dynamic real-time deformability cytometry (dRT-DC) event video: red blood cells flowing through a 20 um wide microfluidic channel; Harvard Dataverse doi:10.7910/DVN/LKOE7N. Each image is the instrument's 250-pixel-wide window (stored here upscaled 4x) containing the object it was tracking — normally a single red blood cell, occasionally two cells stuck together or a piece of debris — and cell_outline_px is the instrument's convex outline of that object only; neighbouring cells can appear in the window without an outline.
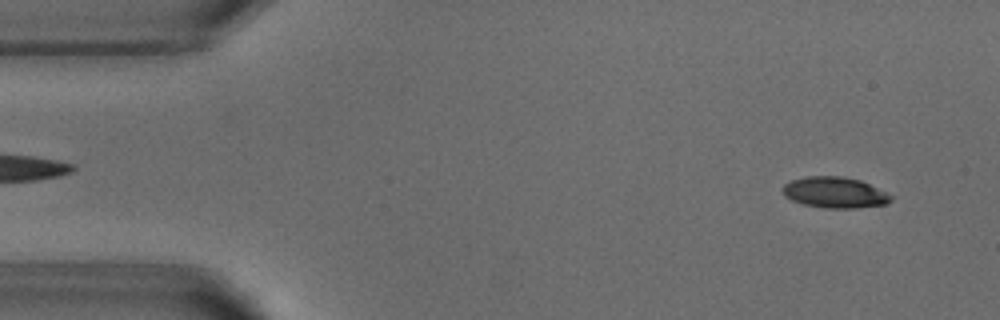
{"species": "common noctule bat (a hibernating species)", "species_latin": "Nyctalus noctula", "temperature_condition": "warm", "stored_images_in_passage": 51, "camera_frame_rate_fps": 3000, "um_per_image_px": 0.085, "animal": {"sex": "male", "body_mass_g": 18.8}, "frame": {"image": 1, "passage_image": 3, "time_ms": 0.667, "image_size_px": [1000, 320], "cell_outline_px": [[892, 200], [888, 204], [856, 208], [824, 208], [804, 204], [792, 200], [784, 196], [780, 188], [784, 184], [792, 180], [804, 176], [844, 176], [860, 180], [892, 196]], "centroid_in_image_um": [70.91, 16.36], "position_along_channel_um": 14.1, "area_um2": 19.59}}
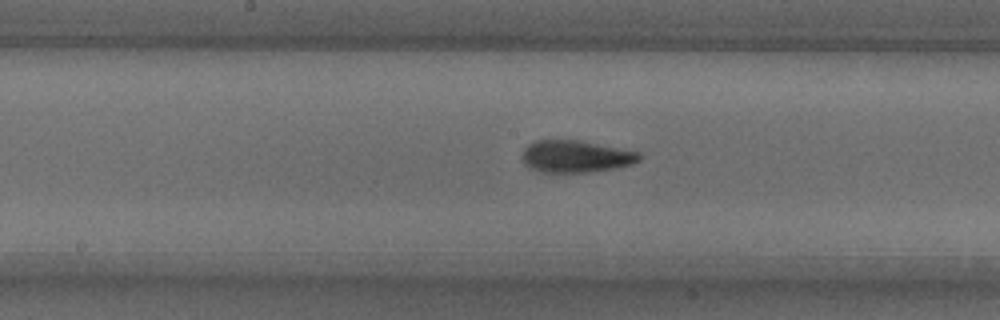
{"frame": {"image": 2, "passage_image": 25, "time_ms": 8.0, "image_size_px": [1000, 320], "cell_outline_px": [[640, 160], [632, 164], [616, 168], [584, 172], [544, 172], [528, 168], [524, 164], [524, 148], [528, 144], [536, 140], [576, 140], [640, 152]], "centroid_in_image_um": [48.93, 13.3], "position_along_channel_um": 199.3, "area_um2": 21.62}}
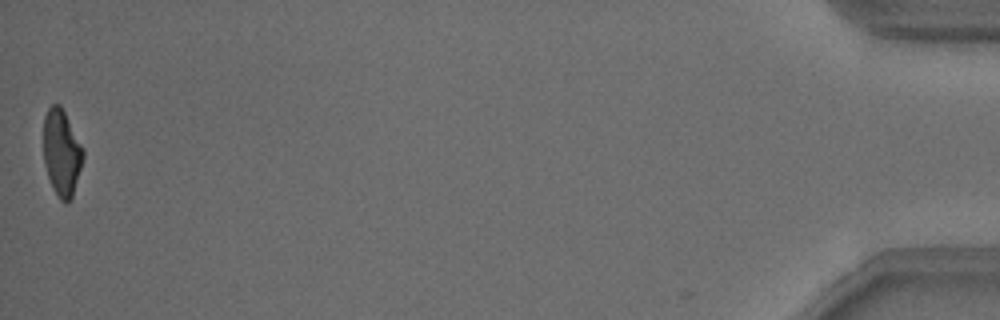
{"frame": {"image": 3, "passage_image": 51, "time_ms": 16.667, "image_size_px": [1000, 320], "cell_outline_px": [[84, 156], [72, 200], [68, 204], [64, 204], [60, 200], [52, 188], [44, 164], [44, 116], [48, 108], [52, 104], [60, 104], [84, 148]], "centroid_in_image_um": [5.25, 13.02], "position_along_channel_um": 429.9, "area_um2": 20.23}, "authors_computed_cell_mechanics": {"area_um2": 21.2126, "velocity_mm_per_s": 3.8335, "shape_relaxation_time_tau1_ms": 3.3674, "shape_relaxation_time_tau2_ms": 1.8764, "deformation_change_tau1": 0.1848, "deformation_change_tau2": 0.1011}}